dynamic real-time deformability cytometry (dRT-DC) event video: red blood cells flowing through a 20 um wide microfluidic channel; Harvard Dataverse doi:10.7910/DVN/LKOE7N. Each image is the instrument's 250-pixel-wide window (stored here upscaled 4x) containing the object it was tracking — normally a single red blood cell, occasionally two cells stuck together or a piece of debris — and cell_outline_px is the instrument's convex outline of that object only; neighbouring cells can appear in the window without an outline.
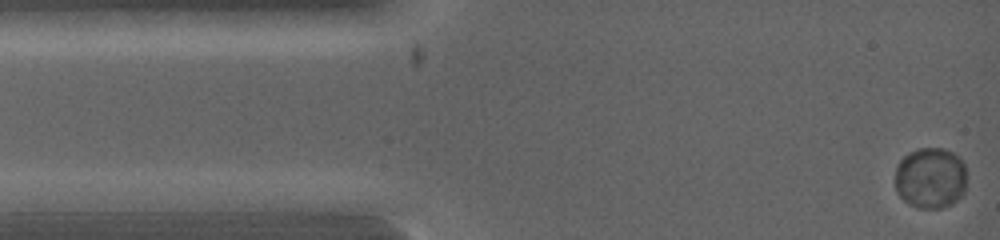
{"species": "common noctule bat (a hibernating species)", "species_latin": "Nyctalus noctula", "temperature_condition": "warm", "stored_images_in_passage": 53, "camera_frame_rate_fps": 5000, "um_per_image_px": 0.085, "animal": {"sex": "female", "body_mass_g": 19.0, "forearm_length_mm": 53.3}, "frame": {"image": 1, "passage_image": 1, "time_ms": 0.0, "image_size_px": [1000, 240], "cell_outline_px": [[964, 192], [952, 204], [940, 208], [916, 208], [908, 204], [896, 192], [896, 164], [908, 152], [916, 148], [944, 148], [952, 152], [964, 160]], "centroid_in_image_um": [79.06, 15.11], "position_along_channel_um": 5.9, "area_um2": 25.66}}
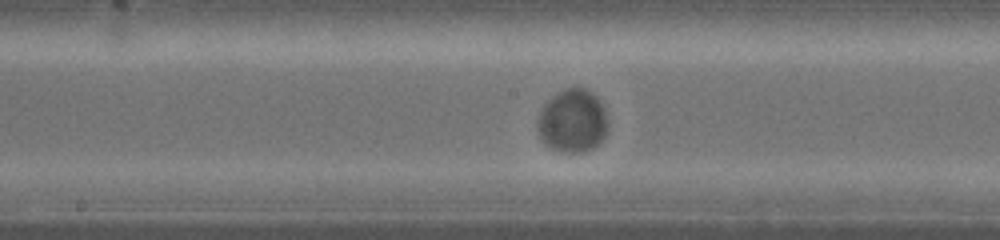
{"frame": {"image": 2, "passage_image": 24, "time_ms": 4.6, "image_size_px": [1000, 240], "cell_outline_px": [[604, 136], [592, 148], [580, 152], [564, 152], [552, 148], [544, 144], [536, 128], [536, 124], [540, 112], [544, 104], [552, 96], [564, 88], [584, 88], [596, 96], [604, 108]], "centroid_in_image_um": [48.59, 10.27], "position_along_channel_um": 199.6, "area_um2": 25.32}}
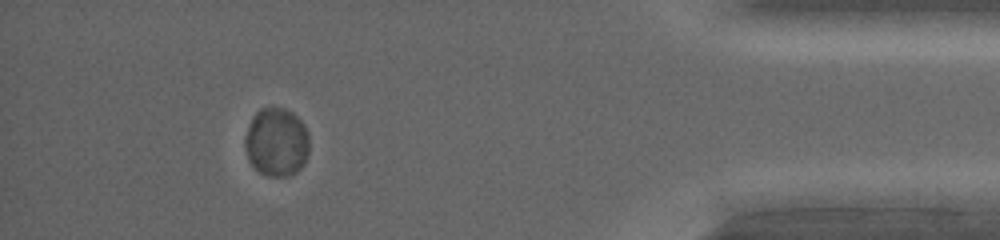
{"frame": {"image": 3, "passage_image": 46, "time_ms": 9.0, "image_size_px": [1000, 240], "cell_outline_px": [[308, 152], [304, 164], [296, 172], [288, 176], [268, 176], [260, 172], [248, 160], [244, 144], [244, 136], [248, 124], [252, 116], [260, 108], [284, 108], [292, 112], [304, 124], [308, 132]], "centroid_in_image_um": [23.49, 12.07], "position_along_channel_um": 411.7, "area_um2": 25.89}}